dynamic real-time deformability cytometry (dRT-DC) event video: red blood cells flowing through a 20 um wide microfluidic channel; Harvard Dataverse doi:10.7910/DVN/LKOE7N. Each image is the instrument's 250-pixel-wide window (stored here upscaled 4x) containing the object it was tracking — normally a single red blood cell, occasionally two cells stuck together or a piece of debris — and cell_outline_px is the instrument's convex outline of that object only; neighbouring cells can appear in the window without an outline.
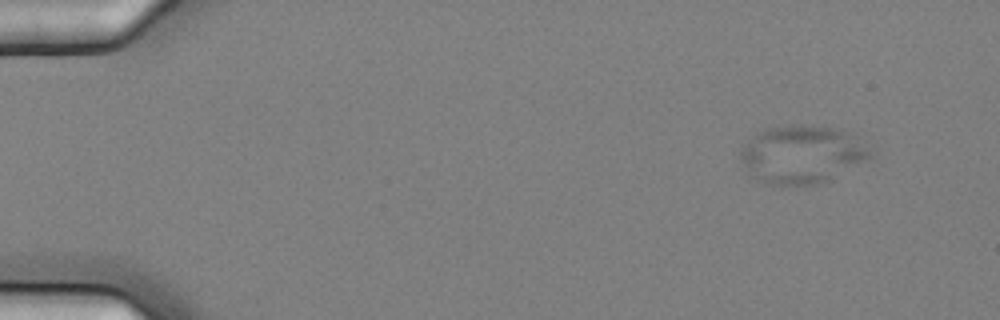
{"species": "common noctule bat (a hibernating species)", "species_latin": "Nyctalus noctula", "temperature_condition": "cold", "stored_images_in_passage": 5, "camera_frame_rate_fps": 3000, "um_per_image_px": 0.085, "animal": {"sex": "female", "body_mass_g": 25.1}, "frame": {"image": 1, "passage_image": 1, "time_ms": 0.0, "image_size_px": [1000, 320], "cell_outline_px": [[872, 156], [828, 180], [816, 184], [780, 188], [756, 180], [748, 176], [740, 160], [740, 152], [744, 144], [756, 132], [764, 128], [800, 124], [840, 128], [856, 136], [872, 152]], "centroid_in_image_um": [68.08, 13.14], "position_along_channel_um": 16.9, "area_um2": 44.62}}
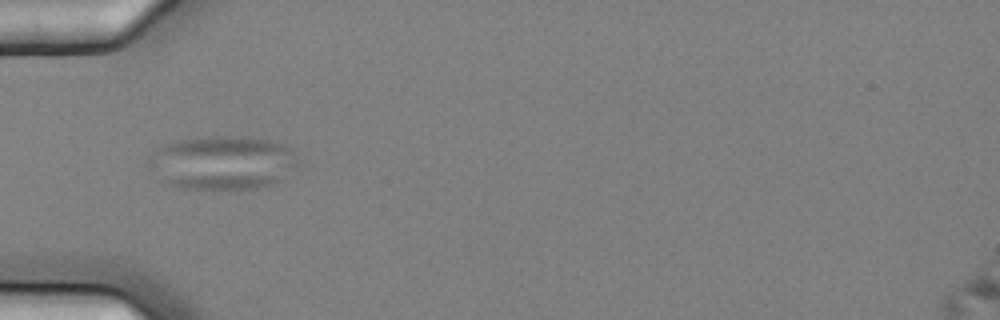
{"frame": {"image": 2, "passage_image": 5, "time_ms": 1.333, "image_size_px": [1000, 320], "cell_outline_px": [[300, 164], [276, 184], [268, 188], [240, 192], [184, 188], [164, 184], [156, 180], [144, 156], [156, 148], [164, 144], [176, 140], [208, 136], [252, 136], [284, 144], [292, 148]], "centroid_in_image_um": [18.89, 13.87], "position_along_channel_um": 66.1, "area_um2": 49.3}}